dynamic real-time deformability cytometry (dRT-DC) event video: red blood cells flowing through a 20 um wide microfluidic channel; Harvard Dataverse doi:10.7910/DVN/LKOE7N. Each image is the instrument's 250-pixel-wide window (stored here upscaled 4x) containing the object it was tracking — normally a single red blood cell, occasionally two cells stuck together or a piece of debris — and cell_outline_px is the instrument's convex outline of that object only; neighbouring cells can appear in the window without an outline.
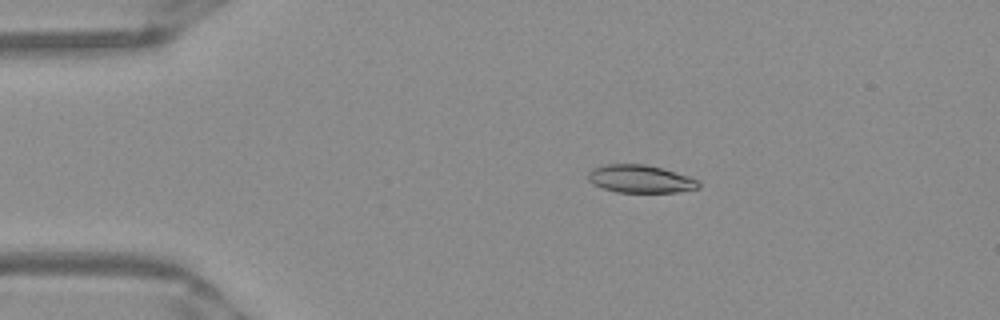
{"species": "Egyptian fruit bat (a non-hibernating species)", "species_latin": "Rousettus aegyptiacus", "temperature_condition": "warm", "stored_images_in_passage": 43, "camera_frame_rate_fps": 3000, "um_per_image_px": 0.085, "frame": {"image": 1, "passage_image": 2, "time_ms": 0.333, "image_size_px": [1000, 320], "cell_outline_px": [[700, 188], [676, 192], [616, 192], [604, 188], [588, 180], [588, 172], [592, 168], [604, 164], [644, 164], [660, 168], [688, 176], [696, 180], [700, 184]], "centroid_in_image_um": [54.41, 15.2], "position_along_channel_um": 30.6, "area_um2": 17.69}}
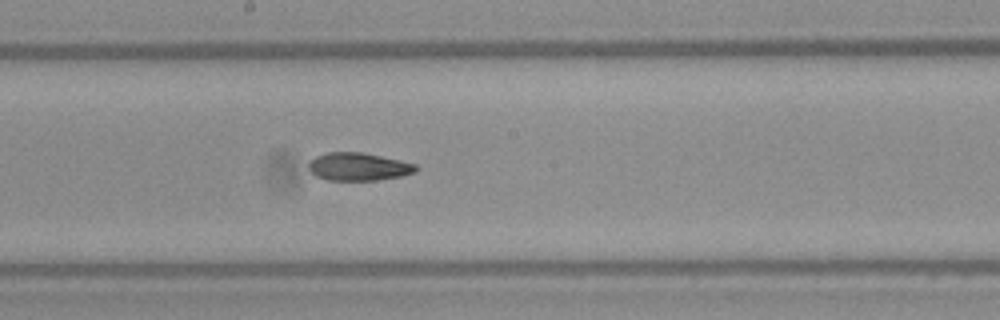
{"frame": {"image": 2, "passage_image": 20, "time_ms": 6.333, "image_size_px": [1000, 320], "cell_outline_px": [[416, 172], [400, 176], [376, 180], [328, 180], [316, 176], [308, 168], [308, 164], [316, 156], [328, 152], [364, 152], [400, 160], [416, 164]], "centroid_in_image_um": [30.46, 14.16], "position_along_channel_um": 217.7, "area_um2": 17.34}}
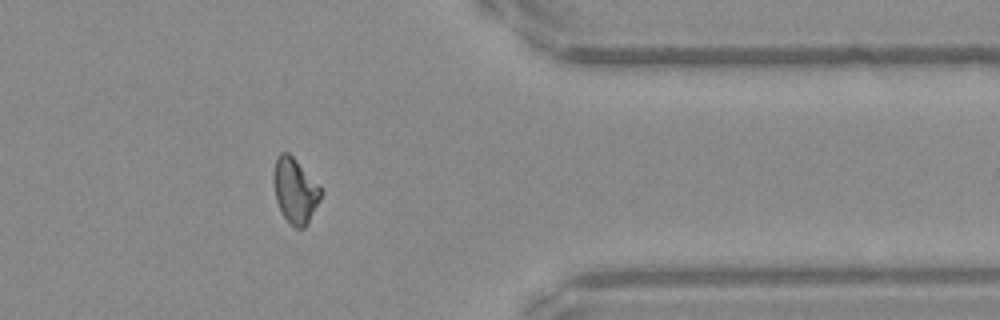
{"frame": {"image": 3, "passage_image": 34, "time_ms": 11.0, "image_size_px": [1000, 320], "cell_outline_px": [[324, 192], [308, 224], [304, 228], [296, 228], [284, 216], [276, 200], [272, 180], [272, 176], [276, 160], [280, 152], [288, 152], [320, 184]], "centroid_in_image_um": [25.11, 16.19], "position_along_channel_um": 386.3, "area_um2": 18.09}, "authors_computed_cell_mechanics": {"area_um2": 17.8602, "velocity_mm_per_s": 3.9605, "shape_relaxation_time_tau1_ms": null, "shape_relaxation_time_tau2_ms": 5.1551, "deformation_change_tau1": null, "deformation_change_tau2": 0.1184}}